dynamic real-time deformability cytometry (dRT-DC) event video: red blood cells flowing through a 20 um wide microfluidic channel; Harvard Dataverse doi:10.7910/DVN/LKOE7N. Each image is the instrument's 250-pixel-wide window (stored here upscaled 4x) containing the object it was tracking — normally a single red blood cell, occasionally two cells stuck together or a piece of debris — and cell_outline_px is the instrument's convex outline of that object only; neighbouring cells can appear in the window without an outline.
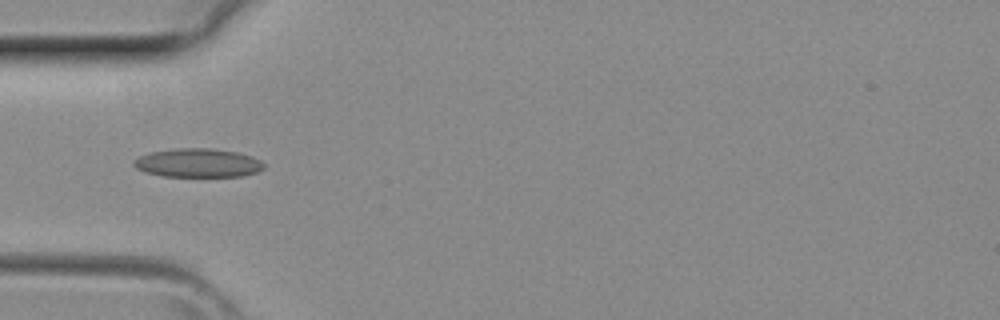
{"species": "common noctule bat (a hibernating species)", "species_latin": "Nyctalus noctula", "temperature_condition": "room temperature", "stored_images_in_passage": 4, "camera_frame_rate_fps": 3000, "um_per_image_px": 0.085, "animal": {"sex": "female", "body_mass_g": 29.2, "forearm_length_mm": 56.3}, "frame": {"image": 1, "passage_image": 3, "time_ms": 0.667, "image_size_px": [1000, 320], "cell_outline_px": [[264, 168], [256, 172], [244, 176], [164, 176], [144, 172], [136, 168], [132, 164], [132, 160], [148, 152], [172, 148], [212, 148], [240, 152], [252, 156], [260, 160], [264, 164]], "centroid_in_image_um": [16.8, 13.83], "position_along_channel_um": 68.2, "area_um2": 22.08}}
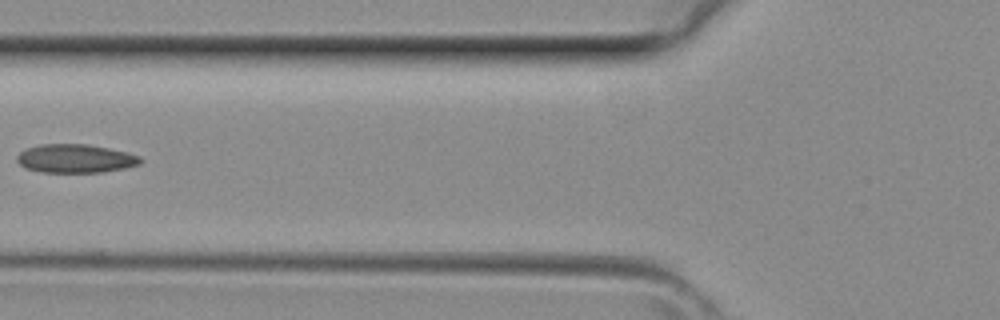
{"frame": {"image": 2, "passage_image": 4, "time_ms": 1.0, "image_size_px": [1000, 320], "cell_outline_px": [[144, 160], [140, 164], [124, 168], [100, 172], [40, 172], [24, 168], [16, 160], [16, 156], [20, 152], [28, 148], [40, 144], [84, 144], [108, 148], [140, 156]], "centroid_in_image_um": [6.39, 13.48], "position_along_channel_um": 119.4, "area_um2": 20.46}}